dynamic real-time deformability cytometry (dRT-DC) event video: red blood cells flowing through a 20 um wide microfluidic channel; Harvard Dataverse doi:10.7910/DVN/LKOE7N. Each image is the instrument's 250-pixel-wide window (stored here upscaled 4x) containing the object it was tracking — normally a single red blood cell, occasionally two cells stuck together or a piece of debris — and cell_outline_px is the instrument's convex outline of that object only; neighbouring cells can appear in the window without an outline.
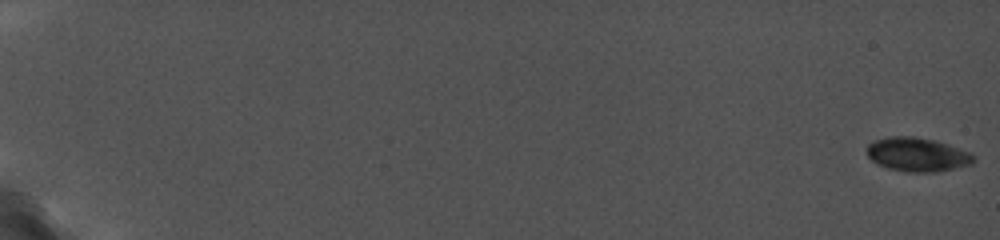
{"species": "common noctule bat (a hibernating species)", "species_latin": "Nyctalus noctula", "temperature_condition": "cold", "stored_images_in_passage": 120, "camera_frame_rate_fps": 5000, "um_per_image_px": 0.085, "animal": {"sex": "female", "body_mass_g": 19.0, "forearm_length_mm": 56.7}, "frame": {"image": 1, "passage_image": 1, "time_ms": 0.0, "image_size_px": [1000, 240], "cell_outline_px": [[976, 160], [972, 164], [936, 172], [904, 172], [888, 168], [876, 164], [868, 156], [868, 144], [872, 140], [888, 136], [912, 136], [936, 140], [972, 152], [976, 156]], "centroid_in_image_um": [78.0, 13.13], "position_along_channel_um": 7.0, "area_um2": 21.44}}
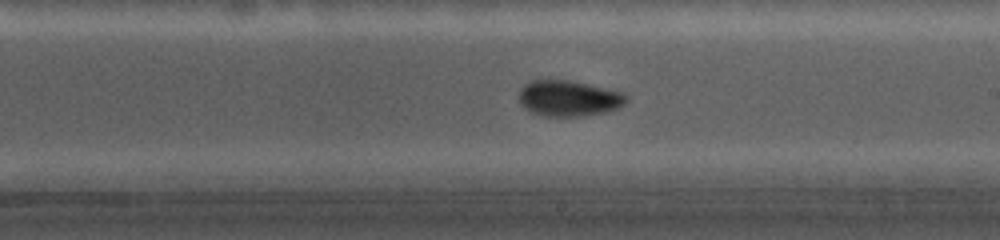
{"frame": {"image": 2, "passage_image": 79, "time_ms": 12.2, "image_size_px": [1000, 240], "cell_outline_px": [[628, 100], [624, 104], [616, 108], [604, 112], [584, 116], [544, 116], [528, 112], [520, 104], [520, 88], [524, 84], [532, 80], [572, 80], [620, 92], [628, 96]], "centroid_in_image_um": [48.3, 8.36], "position_along_channel_um": 240.7, "area_um2": 22.43}}
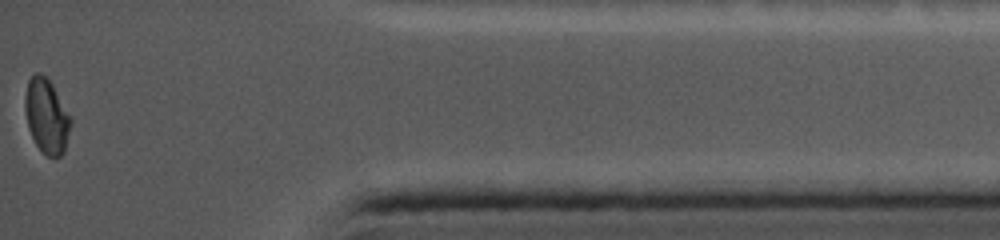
{"frame": {"image": 3, "passage_image": 120, "time_ms": 17.8, "image_size_px": [1000, 240], "cell_outline_px": [[72, 124], [64, 152], [60, 156], [48, 156], [36, 144], [28, 128], [24, 108], [24, 96], [28, 80], [36, 72], [40, 72], [52, 84], [72, 120]], "centroid_in_image_um": [3.95, 9.85], "position_along_channel_um": 431.2, "area_um2": 19.71}}